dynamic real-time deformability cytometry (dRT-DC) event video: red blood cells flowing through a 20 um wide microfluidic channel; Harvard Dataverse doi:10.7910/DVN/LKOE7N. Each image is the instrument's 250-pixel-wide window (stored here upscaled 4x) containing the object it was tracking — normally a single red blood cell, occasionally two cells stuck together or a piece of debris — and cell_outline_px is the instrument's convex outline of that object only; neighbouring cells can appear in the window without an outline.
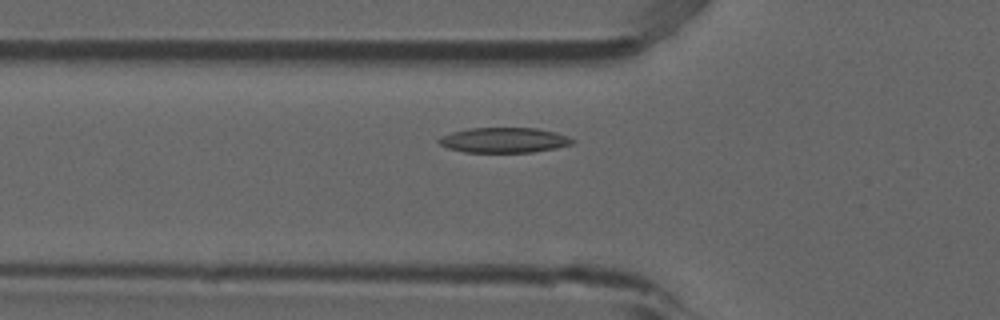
{"species": "common noctule bat (a hibernating species)", "species_latin": "Nyctalus noctula", "temperature_condition": "room temperature", "stored_images_in_passage": 45, "camera_frame_rate_fps": 3000, "um_per_image_px": 0.085, "animal": {"sex": "male", "forearm_length_mm": 52.5}, "frame": {"image": 1, "passage_image": 15, "time_ms": 4.667, "image_size_px": [1000, 320], "cell_outline_px": [[576, 140], [572, 144], [556, 148], [532, 152], [464, 152], [448, 148], [440, 144], [436, 140], [440, 136], [452, 132], [468, 128], [536, 128], [556, 132], [568, 136]], "centroid_in_image_um": [42.84, 11.91], "position_along_channel_um": 83.0, "area_um2": 19.65}}
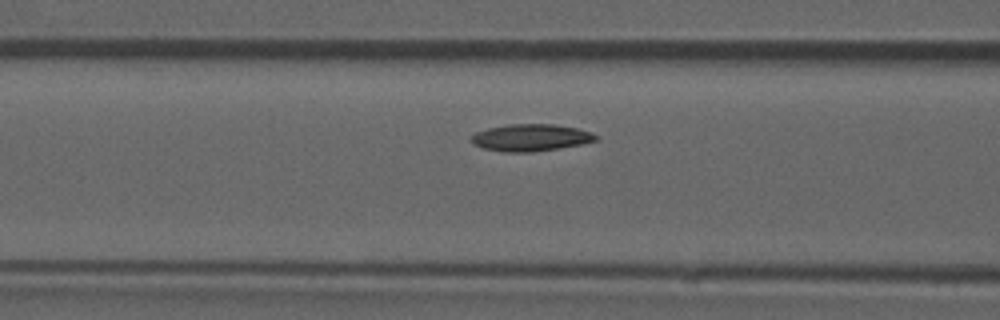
{"frame": {"image": 2, "passage_image": 18, "time_ms": 5.667, "image_size_px": [1000, 320], "cell_outline_px": [[600, 136], [596, 140], [580, 144], [532, 152], [504, 152], [484, 148], [472, 144], [472, 136], [476, 132], [488, 128], [508, 124], [552, 124], [576, 128], [592, 132]], "centroid_in_image_um": [45.11, 11.69], "position_along_channel_um": 121.5, "area_um2": 19.42}}
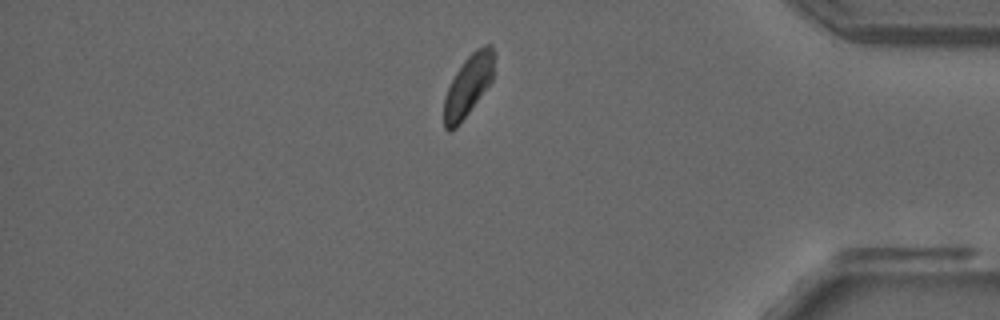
{"frame": {"image": 3, "passage_image": 42, "time_ms": 13.667, "image_size_px": [1000, 320], "cell_outline_px": [[496, 72], [492, 80], [456, 128], [452, 132], [448, 132], [444, 128], [444, 96], [456, 72], [464, 60], [476, 48], [484, 44], [492, 44]], "centroid_in_image_um": [39.81, 7.25], "position_along_channel_um": 395.4, "area_um2": 17.92}, "authors_computed_cell_mechanics": {"area_um2": 19.363, "velocity_mm_per_s": 3.8153, "shape_relaxation_time_tau1_ms": 6.9814, "shape_relaxation_time_tau2_ms": null, "deformation_change_tau1": 0.1456, "deformation_change_tau2": null}}